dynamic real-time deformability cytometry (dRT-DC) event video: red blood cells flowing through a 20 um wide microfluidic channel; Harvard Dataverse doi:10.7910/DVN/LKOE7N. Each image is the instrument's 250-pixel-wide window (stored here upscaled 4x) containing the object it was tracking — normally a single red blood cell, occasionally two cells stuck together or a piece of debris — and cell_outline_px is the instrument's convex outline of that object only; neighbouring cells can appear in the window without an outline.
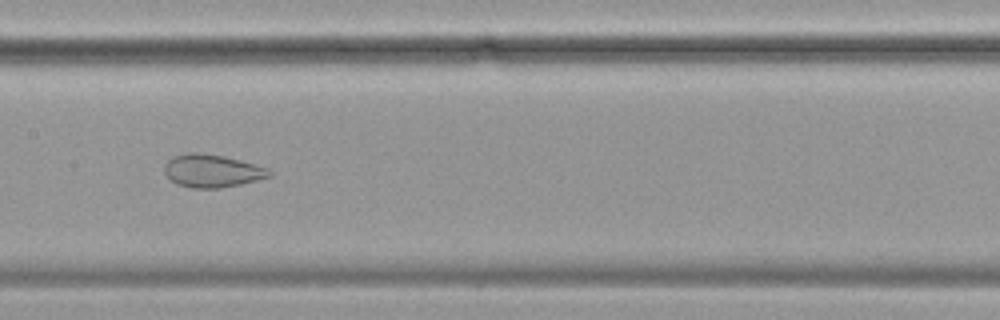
{"species": "common noctule bat (a hibernating species)", "species_latin": "Nyctalus noctula", "temperature_condition": "cold", "stored_images_in_passage": 41, "camera_frame_rate_fps": 3000, "um_per_image_px": 0.085, "animal": {"sex": "female", "body_mass_g": 19.9}, "frame": {"image": 1, "passage_image": 12, "time_ms": 3.667, "image_size_px": [1000, 320], "cell_outline_px": [[272, 176], [240, 184], [220, 188], [192, 188], [176, 184], [164, 172], [164, 164], [172, 156], [188, 152], [196, 152], [224, 156], [240, 160], [268, 168], [272, 172]], "centroid_in_image_um": [18.01, 14.52], "position_along_channel_um": 189.4, "area_um2": 20.11}}
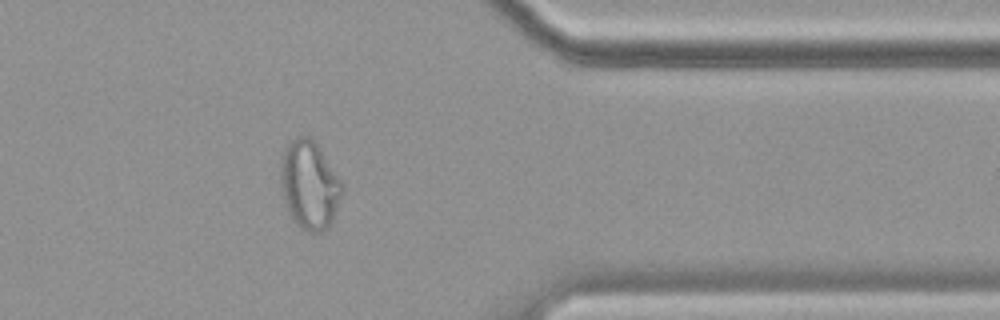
{"frame": {"image": 2, "passage_image": 30, "time_ms": 9.667, "image_size_px": [1000, 320], "cell_outline_px": [[344, 188], [332, 220], [328, 228], [320, 232], [308, 232], [300, 228], [292, 220], [284, 200], [280, 180], [280, 164], [284, 148], [292, 140], [300, 136], [312, 136], [344, 184]], "centroid_in_image_um": [26.3, 15.71], "position_along_channel_um": 385.1, "area_um2": 31.85}}
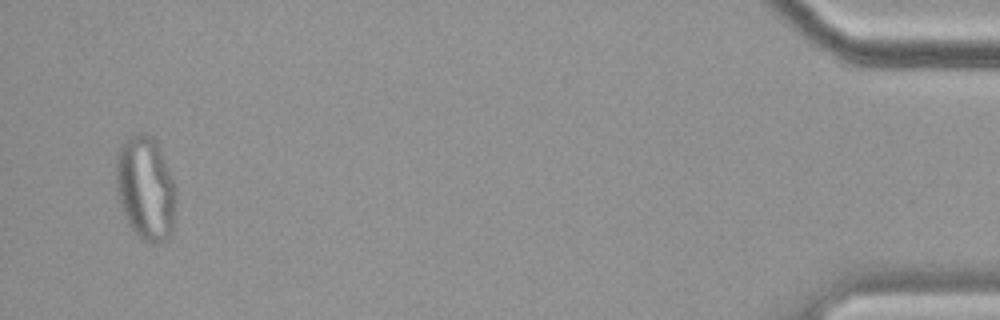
{"frame": {"image": 3, "passage_image": 39, "time_ms": 12.667, "image_size_px": [1000, 320], "cell_outline_px": [[176, 200], [172, 236], [168, 240], [160, 244], [152, 244], [144, 240], [128, 224], [124, 216], [116, 192], [116, 152], [120, 144], [128, 136], [136, 132], [144, 132], [152, 136], [160, 148], [172, 176], [176, 188]], "centroid_in_image_um": [12.38, 15.99], "position_along_channel_um": 422.8, "area_um2": 37.22}, "authors_computed_cell_mechanics": {"area_um2": 23.9292, "velocity_mm_per_s": 3.5137, "shape_relaxation_time_tau1_ms": null, "shape_relaxation_time_tau2_ms": 1.1726, "deformation_change_tau1": null, "deformation_change_tau2": 0.0674}}